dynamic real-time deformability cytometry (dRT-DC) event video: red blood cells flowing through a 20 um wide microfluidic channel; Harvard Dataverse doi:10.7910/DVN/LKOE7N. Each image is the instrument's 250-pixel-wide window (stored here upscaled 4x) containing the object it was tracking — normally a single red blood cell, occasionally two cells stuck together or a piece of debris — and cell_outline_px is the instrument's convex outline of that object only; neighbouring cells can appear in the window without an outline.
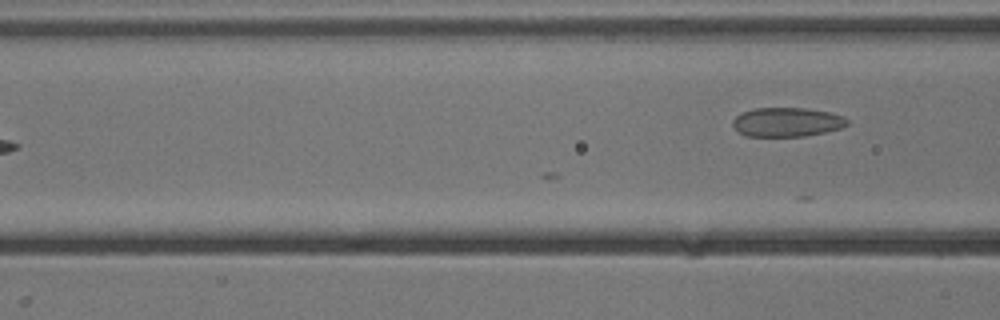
{"species": "common noctule bat (a hibernating species)", "species_latin": "Nyctalus noctula", "temperature_condition": "cold", "stored_images_in_passage": 5, "camera_frame_rate_fps": 3000, "um_per_image_px": 0.085, "animal": {"sex": "male", "body_mass_g": 13.3}, "frame": {"image": 1, "passage_image": 5, "time_ms": 1.333, "image_size_px": [1000, 320], "cell_outline_px": [[848, 124], [844, 128], [804, 136], [744, 136], [732, 124], [732, 120], [736, 116], [752, 108], [808, 108], [832, 112], [844, 116], [848, 120]], "centroid_in_image_um": [66.93, 10.37], "position_along_channel_um": 99.7, "area_um2": 19.59}}